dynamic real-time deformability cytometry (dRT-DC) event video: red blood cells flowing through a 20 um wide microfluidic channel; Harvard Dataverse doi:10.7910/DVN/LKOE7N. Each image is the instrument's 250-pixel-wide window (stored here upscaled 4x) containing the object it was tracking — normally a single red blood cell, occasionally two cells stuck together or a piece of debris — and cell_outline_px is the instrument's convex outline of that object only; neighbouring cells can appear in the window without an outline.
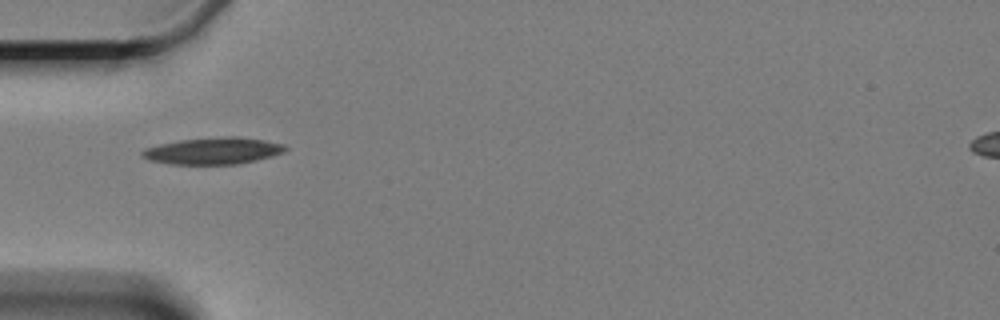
{"species": "Egyptian fruit bat (a non-hibernating species)", "species_latin": "Rousettus aegyptiacus", "temperature_condition": "cold", "stored_images_in_passage": 7, "camera_frame_rate_fps": 3000, "um_per_image_px": 0.085, "animal": {"sex": "female"}, "frame": {"image": 1, "passage_image": 6, "time_ms": 6.667, "image_size_px": [1000, 320], "cell_outline_px": [[288, 148], [284, 152], [272, 156], [256, 160], [236, 164], [172, 164], [148, 160], [140, 156], [140, 152], [144, 148], [160, 144], [180, 140], [228, 136], [236, 136], [264, 140], [284, 144]], "centroid_in_image_um": [18.1, 12.82], "position_along_channel_um": 66.9, "area_um2": 22.31}}
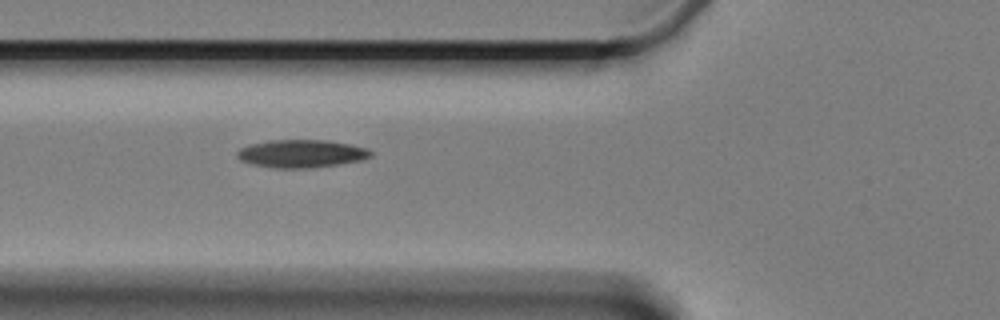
{"frame": {"image": 2, "passage_image": 7, "time_ms": 7.667, "image_size_px": [1000, 320], "cell_outline_px": [[372, 156], [360, 160], [312, 168], [272, 168], [248, 164], [240, 160], [236, 156], [236, 152], [240, 148], [252, 144], [268, 140], [328, 140], [348, 144], [364, 148], [372, 152]], "centroid_in_image_um": [25.54, 13.06], "position_along_channel_um": 100.3, "area_um2": 21.68}}